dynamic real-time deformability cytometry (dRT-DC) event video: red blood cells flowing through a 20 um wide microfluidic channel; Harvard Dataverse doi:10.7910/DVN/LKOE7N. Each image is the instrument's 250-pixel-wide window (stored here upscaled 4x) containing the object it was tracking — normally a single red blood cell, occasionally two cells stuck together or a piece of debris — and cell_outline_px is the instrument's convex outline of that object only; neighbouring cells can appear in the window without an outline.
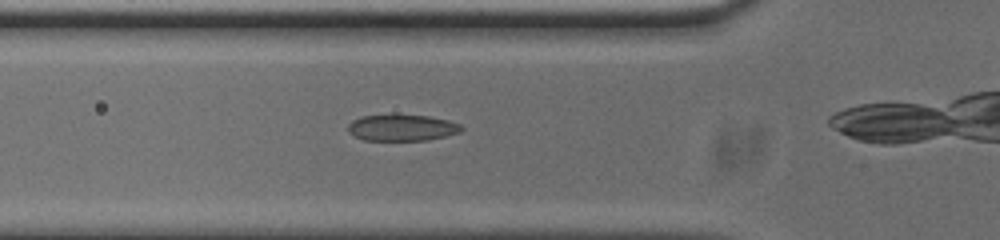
{"species": "common noctule bat (a hibernating species)", "species_latin": "Nyctalus noctula", "temperature_condition": "cold", "stored_images_in_passage": 15, "camera_frame_rate_fps": 3000, "um_per_image_px": 0.085, "animal": {"sex": "male", "body_mass_g": 20.0, "forearm_length_mm": 53.3}, "frame": {"image": 1, "passage_image": 7, "time_ms": 2.0, "image_size_px": [1000, 240], "cell_outline_px": [[464, 128], [460, 132], [428, 140], [364, 140], [348, 132], [348, 124], [352, 120], [360, 116], [428, 116], [448, 120], [460, 124]], "centroid_in_image_um": [34.17, 10.87], "position_along_channel_um": 91.6, "area_um2": 17.05}}
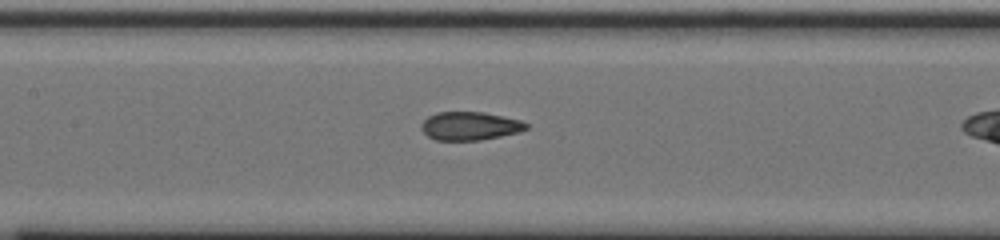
{"frame": {"image": 2, "passage_image": 13, "time_ms": 4.0, "image_size_px": [1000, 240], "cell_outline_px": [[528, 128], [520, 132], [480, 140], [436, 140], [428, 136], [420, 128], [420, 124], [428, 116], [436, 112], [484, 112], [504, 116], [520, 120], [528, 124]], "centroid_in_image_um": [39.93, 10.7], "position_along_channel_um": 167.5, "area_um2": 17.4}}